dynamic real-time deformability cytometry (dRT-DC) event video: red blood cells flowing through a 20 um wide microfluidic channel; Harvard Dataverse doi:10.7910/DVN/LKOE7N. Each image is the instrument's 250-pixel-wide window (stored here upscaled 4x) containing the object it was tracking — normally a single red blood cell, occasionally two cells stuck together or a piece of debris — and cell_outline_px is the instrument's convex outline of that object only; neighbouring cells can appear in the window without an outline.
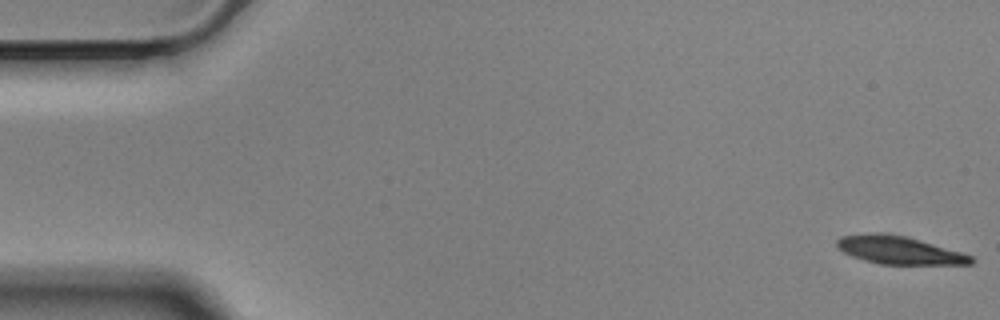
{"species": "Egyptian fruit bat (a non-hibernating species)", "species_latin": "Rousettus aegyptiacus", "temperature_condition": "cold", "stored_images_in_passage": 57, "camera_frame_rate_fps": 3000, "um_per_image_px": 0.085, "animal": {"sex": "male"}, "frame": {"image": 1, "passage_image": 1, "time_ms": 0.0, "image_size_px": [1000, 320], "cell_outline_px": [[976, 260], [972, 264], [880, 264], [864, 260], [852, 256], [844, 252], [836, 244], [836, 240], [840, 236], [868, 232], [880, 232], [904, 236], [920, 240], [960, 252], [972, 256]], "centroid_in_image_um": [76.4, 21.25], "position_along_channel_um": 8.6, "area_um2": 21.73}}
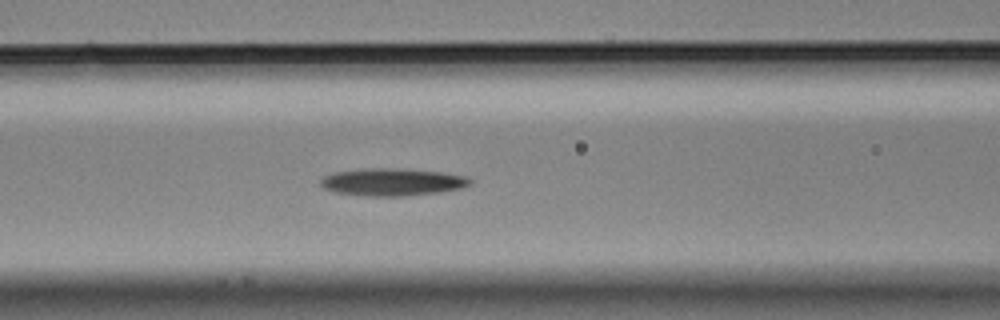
{"frame": {"image": 2, "passage_image": 23, "time_ms": 7.333, "image_size_px": [1000, 320], "cell_outline_px": [[472, 184], [460, 188], [440, 192], [404, 196], [368, 196], [336, 192], [324, 188], [320, 184], [320, 180], [324, 176], [332, 172], [364, 168], [396, 168], [444, 172], [468, 176], [472, 180]], "centroid_in_image_um": [33.36, 15.46], "position_along_channel_um": 133.2, "area_um2": 24.1}}
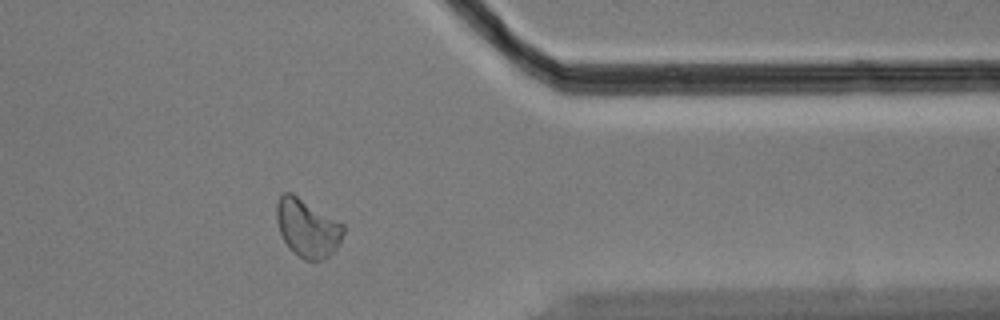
{"frame": {"image": 3, "passage_image": 46, "time_ms": 15.0, "image_size_px": [1000, 320], "cell_outline_px": [[344, 232], [336, 248], [324, 260], [304, 260], [288, 248], [280, 232], [276, 220], [276, 204], [280, 196], [284, 192], [292, 192], [344, 224]], "centroid_in_image_um": [26.11, 19.37], "position_along_channel_um": 385.3, "area_um2": 22.6}, "authors_computed_cell_mechanics": {"area_um2": 22.7732, "velocity_mm_per_s": 3.4808, "shape_relaxation_time_tau1_ms": 3.2467, "shape_relaxation_time_tau2_ms": null, "deformation_change_tau1": 0.1031, "deformation_change_tau2": null}}